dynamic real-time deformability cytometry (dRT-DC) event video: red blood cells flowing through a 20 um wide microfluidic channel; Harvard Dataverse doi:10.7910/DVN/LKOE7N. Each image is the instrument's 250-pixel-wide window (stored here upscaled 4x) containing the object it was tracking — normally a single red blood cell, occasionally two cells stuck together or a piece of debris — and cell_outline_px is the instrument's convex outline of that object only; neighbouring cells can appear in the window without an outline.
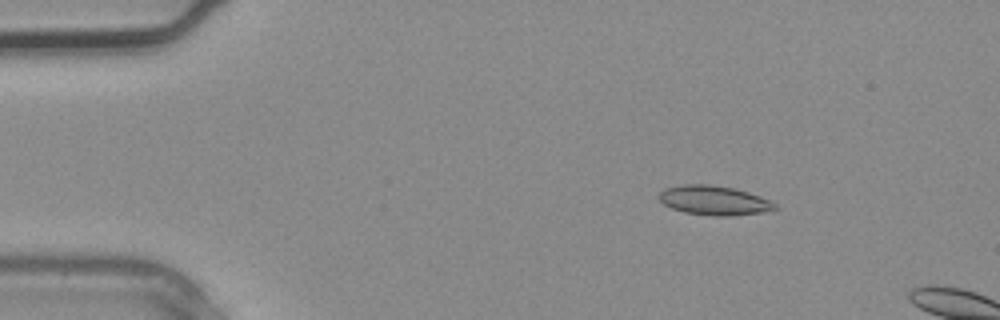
{"species": "common noctule bat (a hibernating species)", "species_latin": "Nyctalus noctula", "temperature_condition": "warm", "stored_images_in_passage": 2, "camera_frame_rate_fps": 3000, "um_per_image_px": 0.085, "animal": {"sex": "male", "body_mass_g": 20.4}, "frame": {"image": 1, "passage_image": 1, "time_ms": 0.0, "image_size_px": [1000, 320], "cell_outline_px": [[776, 208], [772, 212], [732, 216], [712, 216], [684, 212], [672, 208], [664, 204], [656, 196], [664, 188], [684, 184], [708, 184], [732, 188], [748, 192], [760, 196], [776, 204]], "centroid_in_image_um": [60.7, 17.05], "position_along_channel_um": 24.3, "area_um2": 20.06}}